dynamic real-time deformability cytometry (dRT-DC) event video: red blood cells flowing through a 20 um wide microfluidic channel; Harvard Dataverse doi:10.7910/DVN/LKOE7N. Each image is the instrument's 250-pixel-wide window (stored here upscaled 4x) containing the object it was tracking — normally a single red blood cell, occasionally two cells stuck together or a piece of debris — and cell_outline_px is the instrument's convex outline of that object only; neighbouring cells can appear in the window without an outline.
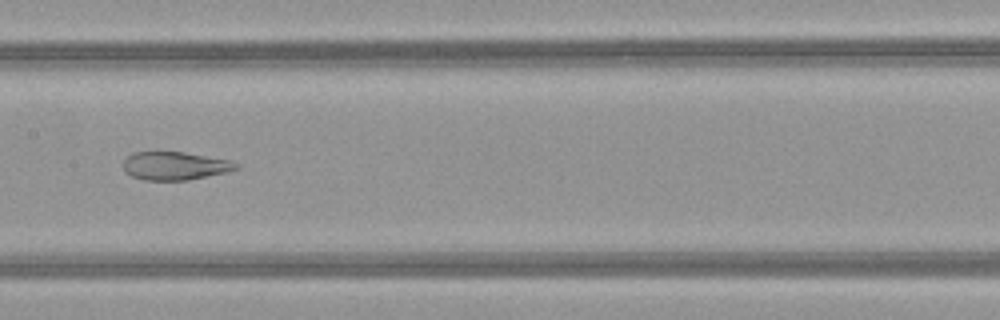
{"species": "common noctule bat (a hibernating species)", "species_latin": "Nyctalus noctula", "temperature_condition": "warm", "stored_images_in_passage": 37, "camera_frame_rate_fps": 3000, "um_per_image_px": 0.085, "animal": {"sex": "female", "body_mass_g": 21.9}, "frame": {"image": 1, "passage_image": 14, "time_ms": 4.333, "image_size_px": [1000, 320], "cell_outline_px": [[240, 168], [224, 172], [188, 180], [144, 180], [132, 176], [124, 172], [124, 160], [132, 152], [184, 152], [232, 160], [240, 164]], "centroid_in_image_um": [14.88, 14.09], "position_along_channel_um": 192.5, "area_um2": 18.55}}
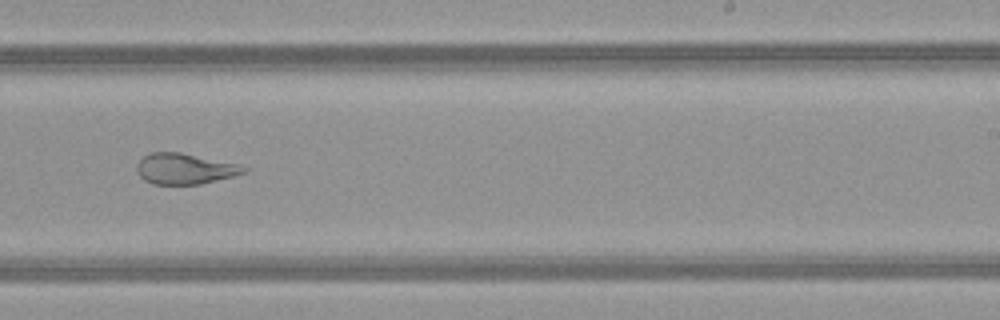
{"frame": {"image": 2, "passage_image": 20, "time_ms": 6.333, "image_size_px": [1000, 320], "cell_outline_px": [[248, 172], [200, 184], [152, 184], [144, 180], [136, 172], [136, 164], [144, 156], [152, 152], [180, 152], [240, 164], [248, 168]], "centroid_in_image_um": [15.71, 14.34], "position_along_channel_um": 273.3, "area_um2": 19.25}}
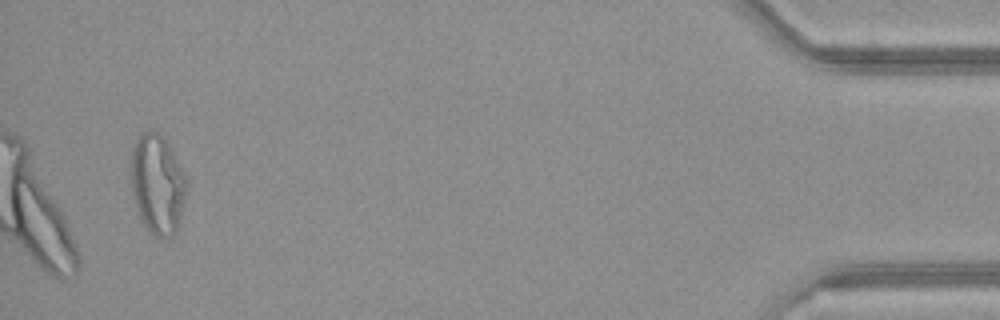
{"frame": {"image": 3, "passage_image": 37, "time_ms": 12.0, "image_size_px": [1000, 320], "cell_outline_px": [[188, 184], [176, 232], [172, 236], [152, 236], [148, 232], [140, 220], [132, 196], [128, 180], [128, 176], [132, 148], [140, 132], [152, 128], [160, 132], [164, 136], [184, 172], [188, 180]], "centroid_in_image_um": [13.33, 15.6], "position_along_channel_um": 421.9, "area_um2": 33.41}, "authors_computed_cell_mechanics": {"area_um2": 22.0796, "velocity_mm_per_s": 4.0617, "shape_relaxation_time_tau1_ms": null, "shape_relaxation_time_tau2_ms": 1.7903, "deformation_change_tau1": null, "deformation_change_tau2": 0.1031}}